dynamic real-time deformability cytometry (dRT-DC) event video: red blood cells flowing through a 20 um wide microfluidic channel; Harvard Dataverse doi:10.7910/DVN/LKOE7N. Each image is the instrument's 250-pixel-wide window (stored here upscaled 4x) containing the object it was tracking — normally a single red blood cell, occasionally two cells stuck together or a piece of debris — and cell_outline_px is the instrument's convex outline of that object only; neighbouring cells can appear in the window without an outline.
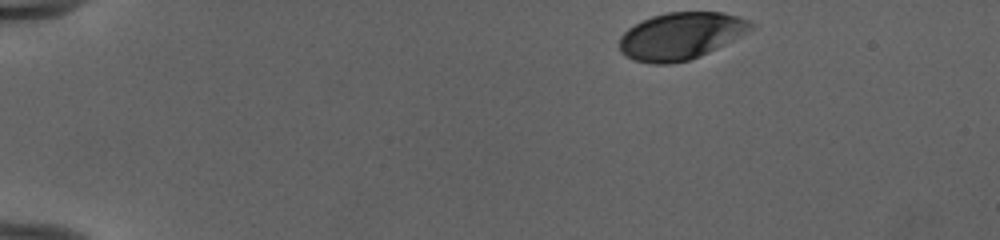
{"species": "human", "species_latin": "Homo sapiens", "temperature_condition": "cold", "stored_images_in_passage": 42, "camera_frame_rate_fps": 3000, "um_per_image_px": 0.085, "donor": {"sex": "female"}, "frame": {"image": 1, "passage_image": 1, "time_ms": 0.0, "image_size_px": [1000, 240], "cell_outline_px": [[756, 24], [752, 28], [732, 40], [700, 56], [688, 60], [668, 64], [652, 64], [632, 60], [624, 56], [620, 52], [620, 36], [628, 28], [652, 16], [668, 12], [724, 12], [748, 20]], "centroid_in_image_um": [57.83, 3.06], "position_along_channel_um": 27.2, "area_um2": 35.84}}
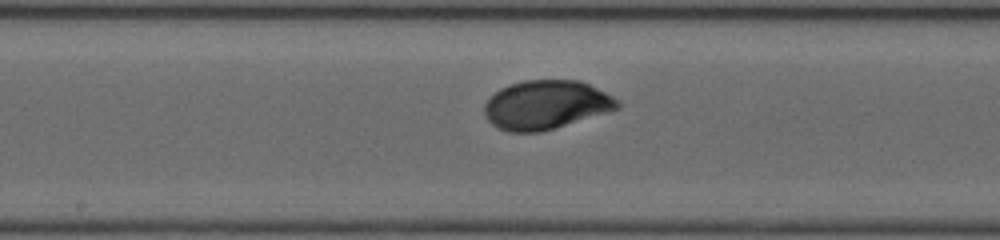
{"frame": {"image": 2, "passage_image": 22, "time_ms": 7.0, "image_size_px": [1000, 240], "cell_outline_px": [[620, 108], [608, 112], [540, 132], [508, 132], [492, 124], [488, 120], [484, 112], [484, 104], [500, 88], [508, 84], [524, 80], [580, 80], [612, 96], [620, 104]], "centroid_in_image_um": [46.39, 8.91], "position_along_channel_um": 201.8, "area_um2": 37.63}}
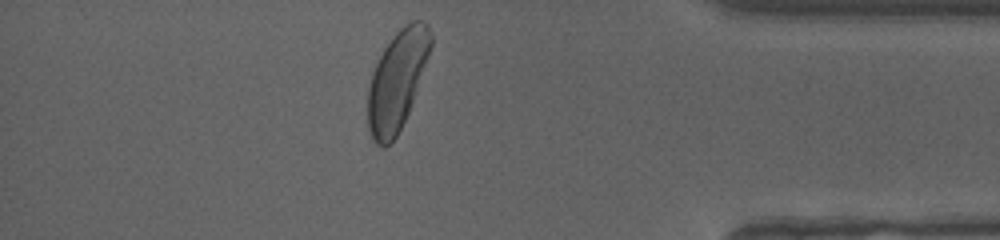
{"frame": {"image": 3, "passage_image": 39, "time_ms": 12.667, "image_size_px": [1000, 240], "cell_outline_px": [[432, 44], [428, 56], [408, 112], [396, 136], [384, 148], [376, 144], [372, 140], [368, 132], [368, 88], [372, 72], [384, 48], [396, 32], [404, 24], [412, 20], [424, 20], [428, 24], [432, 36]], "centroid_in_image_um": [33.74, 6.82], "position_along_channel_um": 401.5, "area_um2": 36.01}, "authors_computed_cell_mechanics": {"area_um2": 37.5411, "velocity_mm_per_s": 3.9524, "shape_relaxation_time_tau1_ms": 2.1935, "shape_relaxation_time_tau2_ms": null, "deformation_change_tau1": 0.1332, "deformation_change_tau2": null}}